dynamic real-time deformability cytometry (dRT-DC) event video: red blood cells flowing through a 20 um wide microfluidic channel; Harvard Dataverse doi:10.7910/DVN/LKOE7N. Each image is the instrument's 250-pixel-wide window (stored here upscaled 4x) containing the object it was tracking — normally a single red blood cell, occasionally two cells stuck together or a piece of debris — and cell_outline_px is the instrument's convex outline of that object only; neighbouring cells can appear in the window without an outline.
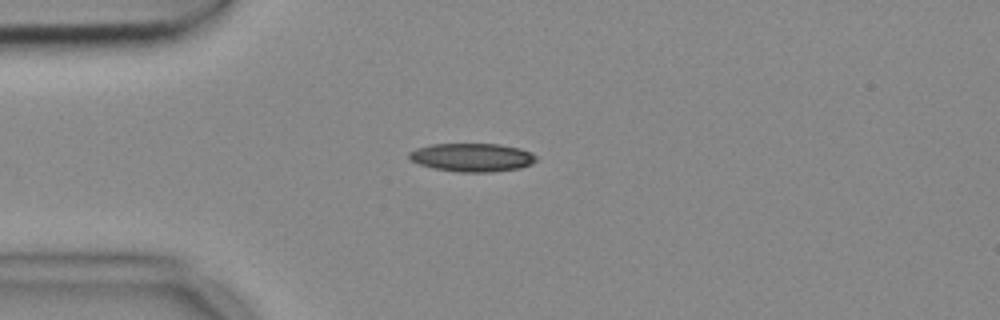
{"species": "common noctule bat (a hibernating species)", "species_latin": "Nyctalus noctula", "temperature_condition": "cold", "stored_images_in_passage": 4, "camera_frame_rate_fps": 3000, "um_per_image_px": 0.085, "animal": {"sex": "female", "body_mass_g": 18.4}, "frame": {"image": 1, "passage_image": 3, "time_ms": 0.667, "image_size_px": [1000, 320], "cell_outline_px": [[536, 160], [532, 164], [520, 168], [492, 172], [460, 172], [432, 168], [420, 164], [412, 160], [408, 156], [408, 152], [416, 148], [432, 144], [500, 144], [520, 148], [532, 152], [536, 156]], "centroid_in_image_um": [40.15, 13.38], "position_along_channel_um": 44.9, "area_um2": 21.1}}